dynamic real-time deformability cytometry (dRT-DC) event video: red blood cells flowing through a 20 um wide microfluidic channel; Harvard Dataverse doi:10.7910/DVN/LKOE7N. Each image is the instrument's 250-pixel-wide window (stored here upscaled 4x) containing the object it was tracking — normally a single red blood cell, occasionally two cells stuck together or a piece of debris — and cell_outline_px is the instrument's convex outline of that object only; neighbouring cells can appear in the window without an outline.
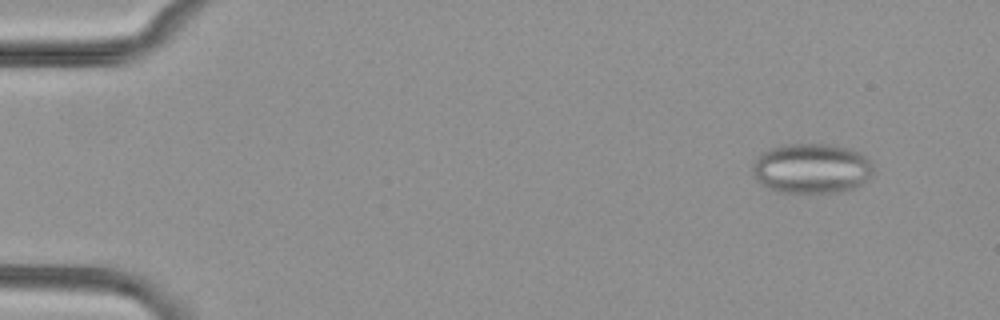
{"species": "common noctule bat (a hibernating species)", "species_latin": "Nyctalus noctula", "temperature_condition": "cold", "stored_images_in_passage": 53, "segment_of_instrument_passage": [1, 2], "camera_frame_rate_fps": 3000, "um_per_image_px": 0.085, "animal": {"sex": "female", "body_mass_g": 29.2, "forearm_length_mm": 56.3}, "frame": {"image": 1, "passage_image": 4, "time_ms": 1.0, "image_size_px": [1000, 320], "cell_outline_px": [[872, 176], [868, 180], [856, 188], [840, 192], [776, 192], [768, 188], [756, 180], [752, 172], [752, 164], [756, 156], [772, 148], [784, 144], [824, 144], [844, 148], [860, 152], [872, 164]], "centroid_in_image_um": [68.96, 14.33], "position_along_channel_um": 16.0, "area_um2": 35.26}}